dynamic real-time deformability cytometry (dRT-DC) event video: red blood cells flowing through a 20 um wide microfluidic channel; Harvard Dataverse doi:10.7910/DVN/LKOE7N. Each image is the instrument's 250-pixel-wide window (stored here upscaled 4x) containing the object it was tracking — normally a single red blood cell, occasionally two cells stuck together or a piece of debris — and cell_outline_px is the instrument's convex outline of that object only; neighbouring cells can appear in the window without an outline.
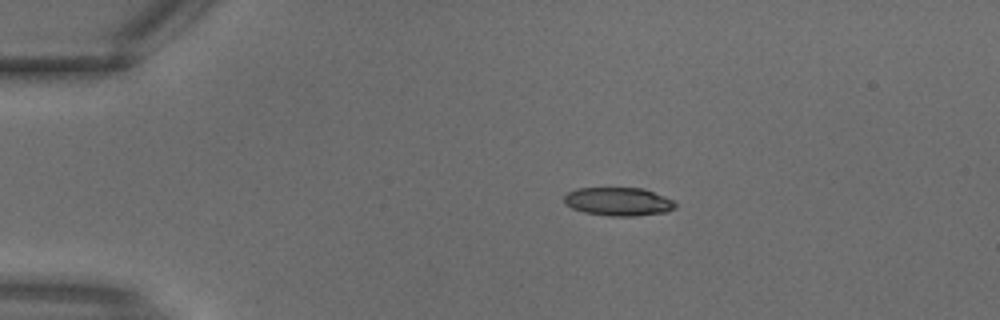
{"species": "common noctule bat (a hibernating species)", "species_latin": "Nyctalus noctula", "temperature_condition": "warm", "stored_images_in_passage": 3, "camera_frame_rate_fps": 3000, "um_per_image_px": 0.085, "animal": {"sex": "male", "body_mass_g": 18.8}, "frame": {"image": 1, "passage_image": 1, "time_ms": 0.0, "image_size_px": [1000, 320], "cell_outline_px": [[676, 208], [668, 212], [632, 216], [612, 216], [584, 212], [572, 208], [564, 204], [564, 196], [568, 192], [576, 188], [644, 188], [664, 196], [672, 200], [676, 204]], "centroid_in_image_um": [52.56, 17.13], "position_along_channel_um": 32.4, "area_um2": 18.44}}
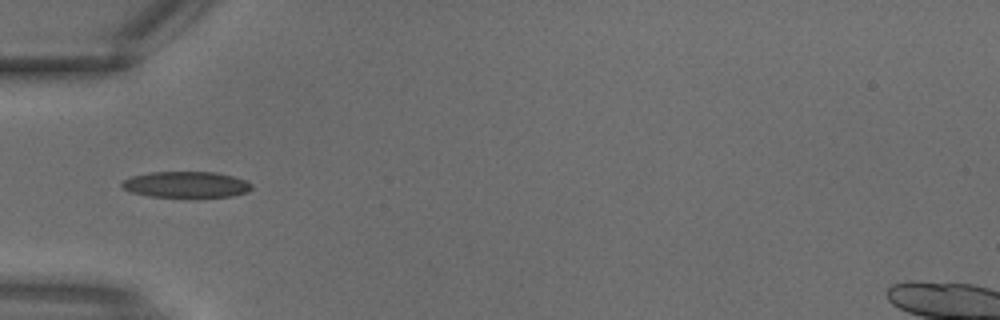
{"frame": {"image": 2, "passage_image": 2, "time_ms": 0.333, "image_size_px": [1000, 320], "cell_outline_px": [[252, 188], [248, 192], [232, 196], [152, 196], [132, 192], [124, 188], [120, 184], [124, 180], [132, 176], [152, 172], [216, 172], [232, 176], [244, 180], [252, 184]], "centroid_in_image_um": [15.84, 15.67], "position_along_channel_um": 69.2, "area_um2": 19.31}}